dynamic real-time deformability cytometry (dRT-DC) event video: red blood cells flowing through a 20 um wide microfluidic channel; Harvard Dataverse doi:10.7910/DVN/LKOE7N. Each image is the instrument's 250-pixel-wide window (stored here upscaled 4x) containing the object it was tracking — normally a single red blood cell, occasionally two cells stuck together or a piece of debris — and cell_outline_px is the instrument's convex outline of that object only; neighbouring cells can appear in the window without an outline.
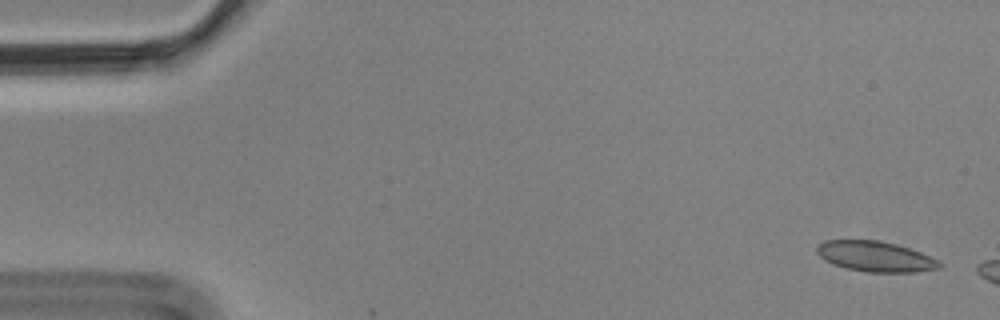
{"species": "Egyptian fruit bat (a non-hibernating species)", "species_latin": "Rousettus aegyptiacus", "temperature_condition": "cold", "stored_images_in_passage": 5, "camera_frame_rate_fps": 3000, "um_per_image_px": 0.085, "animal": {"sex": "male"}, "frame": {"image": 1, "passage_image": 1, "time_ms": 0.0, "image_size_px": [1000, 320], "cell_outline_px": [[944, 264], [940, 268], [916, 272], [868, 272], [848, 268], [832, 264], [824, 260], [816, 252], [816, 248], [824, 240], [880, 240], [896, 244], [920, 252], [940, 260]], "centroid_in_image_um": [74.43, 21.8], "position_along_channel_um": 10.6, "area_um2": 21.79}}